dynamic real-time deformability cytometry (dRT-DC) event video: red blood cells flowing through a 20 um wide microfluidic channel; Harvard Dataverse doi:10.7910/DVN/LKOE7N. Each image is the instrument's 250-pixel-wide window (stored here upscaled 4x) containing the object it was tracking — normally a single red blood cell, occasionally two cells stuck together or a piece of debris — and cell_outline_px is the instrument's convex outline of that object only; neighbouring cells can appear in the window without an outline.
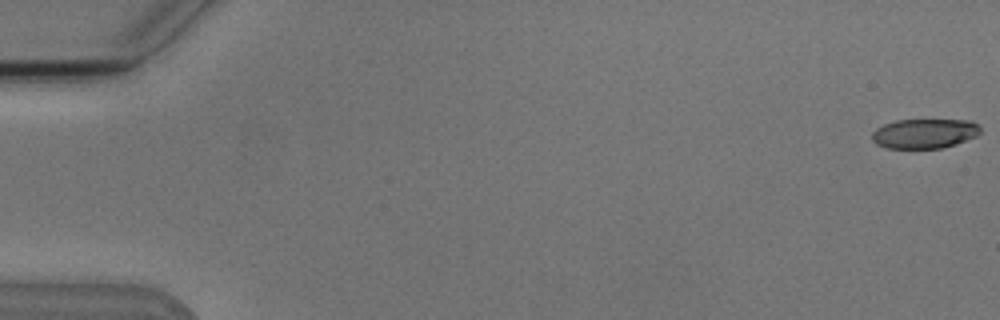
{"species": "Egyptian fruit bat (a non-hibernating species)", "species_latin": "Rousettus aegyptiacus", "temperature_condition": "cold", "stored_images_in_passage": 7, "camera_frame_rate_fps": 3000, "um_per_image_px": 0.085, "animal": {"sex": "male"}, "frame": {"image": 1, "passage_image": 1, "time_ms": 0.0, "image_size_px": [1000, 320], "cell_outline_px": [[980, 132], [976, 136], [956, 144], [940, 148], [888, 148], [876, 144], [872, 140], [872, 132], [876, 128], [884, 124], [896, 120], [972, 120], [980, 128]], "centroid_in_image_um": [78.56, 11.35], "position_along_channel_um": 6.4, "area_um2": 18.67}}